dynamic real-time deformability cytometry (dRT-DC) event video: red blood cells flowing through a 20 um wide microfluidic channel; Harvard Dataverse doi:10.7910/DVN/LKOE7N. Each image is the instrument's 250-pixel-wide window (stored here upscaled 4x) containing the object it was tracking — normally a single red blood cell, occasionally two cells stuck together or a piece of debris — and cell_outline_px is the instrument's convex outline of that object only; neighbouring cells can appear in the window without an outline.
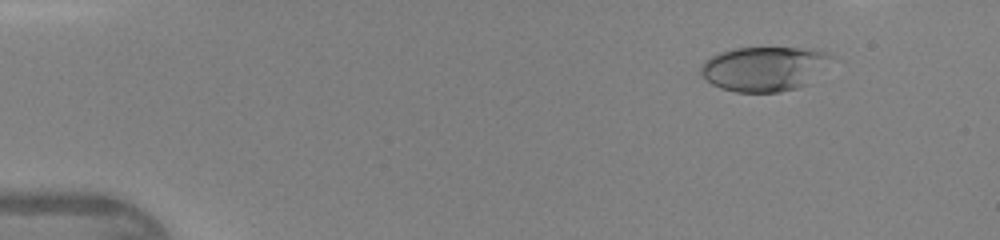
{"species": "human", "species_latin": "Homo sapiens", "temperature_condition": "warm", "stored_images_in_passage": 35, "camera_frame_rate_fps": 3000, "um_per_image_px": 0.085, "donor": {"sex": "female"}, "frame": {"image": 1, "passage_image": 2, "time_ms": 0.333, "image_size_px": [1000, 240], "cell_outline_px": [[832, 56], [808, 84], [796, 88], [780, 92], [736, 92], [720, 88], [712, 84], [700, 72], [700, 68], [704, 60], [720, 52], [736, 48], [816, 48], [828, 52]], "centroid_in_image_um": [64.93, 5.83], "position_along_channel_um": 20.1, "area_um2": 33.64}}
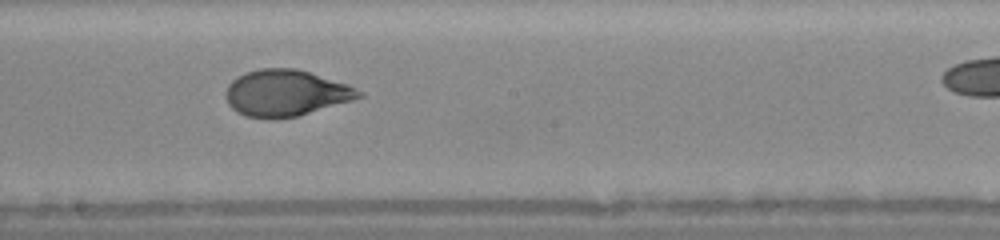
{"frame": {"image": 2, "passage_image": 23, "time_ms": 7.333, "image_size_px": [1000, 240], "cell_outline_px": [[364, 96], [352, 100], [296, 116], [244, 116], [236, 112], [228, 104], [224, 92], [228, 84], [232, 80], [244, 72], [260, 68], [296, 68], [348, 84], [364, 92]], "centroid_in_image_um": [24.28, 7.87], "position_along_channel_um": 223.9, "area_um2": 35.43}}
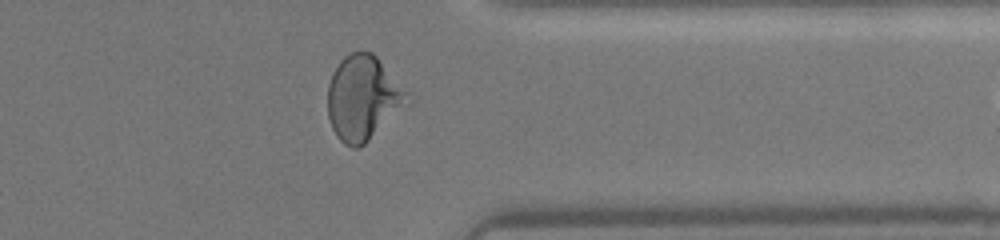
{"frame": {"image": 3, "passage_image": 34, "time_ms": 11.0, "image_size_px": [1000, 240], "cell_outline_px": [[408, 92], [368, 140], [364, 144], [356, 148], [352, 148], [344, 144], [336, 136], [332, 128], [328, 116], [328, 84], [340, 60], [344, 56], [360, 48], [372, 52], [376, 56]], "centroid_in_image_um": [30.71, 8.25], "position_along_channel_um": 380.7, "area_um2": 37.28}}